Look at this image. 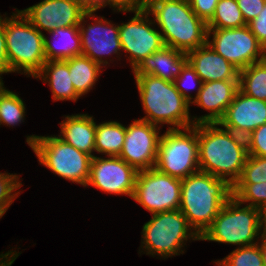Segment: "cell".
<instances>
[{"label": "cell", "instance_id": "44dd1931", "mask_svg": "<svg viewBox=\"0 0 266 266\" xmlns=\"http://www.w3.org/2000/svg\"><path fill=\"white\" fill-rule=\"evenodd\" d=\"M61 132L58 137L92 157L95 151L96 122L87 114L67 115L60 123Z\"/></svg>", "mask_w": 266, "mask_h": 266}, {"label": "cell", "instance_id": "5bb4252c", "mask_svg": "<svg viewBox=\"0 0 266 266\" xmlns=\"http://www.w3.org/2000/svg\"><path fill=\"white\" fill-rule=\"evenodd\" d=\"M93 9H89L82 17L79 24V33L81 37L82 53L99 65L106 66L107 60H103L104 55H120L122 46L119 35V25L112 24L104 17H95ZM95 17V18H94ZM93 19V24L86 25L85 19ZM115 25V26H114Z\"/></svg>", "mask_w": 266, "mask_h": 266}, {"label": "cell", "instance_id": "ab89813d", "mask_svg": "<svg viewBox=\"0 0 266 266\" xmlns=\"http://www.w3.org/2000/svg\"><path fill=\"white\" fill-rule=\"evenodd\" d=\"M260 244L259 242L257 243L261 254H262V258H263V265L266 266V229L265 231H263L262 235H260Z\"/></svg>", "mask_w": 266, "mask_h": 266}, {"label": "cell", "instance_id": "7c38bea8", "mask_svg": "<svg viewBox=\"0 0 266 266\" xmlns=\"http://www.w3.org/2000/svg\"><path fill=\"white\" fill-rule=\"evenodd\" d=\"M133 13L135 15L129 22L119 25V35L122 51L130 54L129 60L134 71L146 57L162 49L165 44L161 31L152 28L155 23L148 18L149 12L145 8Z\"/></svg>", "mask_w": 266, "mask_h": 266}, {"label": "cell", "instance_id": "e575fe53", "mask_svg": "<svg viewBox=\"0 0 266 266\" xmlns=\"http://www.w3.org/2000/svg\"><path fill=\"white\" fill-rule=\"evenodd\" d=\"M246 142L248 155L266 157V124L247 135Z\"/></svg>", "mask_w": 266, "mask_h": 266}, {"label": "cell", "instance_id": "d590c367", "mask_svg": "<svg viewBox=\"0 0 266 266\" xmlns=\"http://www.w3.org/2000/svg\"><path fill=\"white\" fill-rule=\"evenodd\" d=\"M245 23L248 24L255 19L263 10L266 0H236Z\"/></svg>", "mask_w": 266, "mask_h": 266}, {"label": "cell", "instance_id": "3957f363", "mask_svg": "<svg viewBox=\"0 0 266 266\" xmlns=\"http://www.w3.org/2000/svg\"><path fill=\"white\" fill-rule=\"evenodd\" d=\"M145 9L154 15L165 46L187 53L207 44V22L193 12L188 0H146Z\"/></svg>", "mask_w": 266, "mask_h": 266}, {"label": "cell", "instance_id": "74e56055", "mask_svg": "<svg viewBox=\"0 0 266 266\" xmlns=\"http://www.w3.org/2000/svg\"><path fill=\"white\" fill-rule=\"evenodd\" d=\"M258 42L266 49V4L259 15L247 24Z\"/></svg>", "mask_w": 266, "mask_h": 266}, {"label": "cell", "instance_id": "83f0119b", "mask_svg": "<svg viewBox=\"0 0 266 266\" xmlns=\"http://www.w3.org/2000/svg\"><path fill=\"white\" fill-rule=\"evenodd\" d=\"M25 117V104L16 94L0 84V125L15 126L23 122Z\"/></svg>", "mask_w": 266, "mask_h": 266}, {"label": "cell", "instance_id": "7a4b0ae2", "mask_svg": "<svg viewBox=\"0 0 266 266\" xmlns=\"http://www.w3.org/2000/svg\"><path fill=\"white\" fill-rule=\"evenodd\" d=\"M232 196L229 182L199 171L181 179L179 210L201 237Z\"/></svg>", "mask_w": 266, "mask_h": 266}, {"label": "cell", "instance_id": "f1b7e54d", "mask_svg": "<svg viewBox=\"0 0 266 266\" xmlns=\"http://www.w3.org/2000/svg\"><path fill=\"white\" fill-rule=\"evenodd\" d=\"M233 196L242 204L248 203L249 206L261 209L266 214V182L234 184Z\"/></svg>", "mask_w": 266, "mask_h": 266}, {"label": "cell", "instance_id": "1f68e13d", "mask_svg": "<svg viewBox=\"0 0 266 266\" xmlns=\"http://www.w3.org/2000/svg\"><path fill=\"white\" fill-rule=\"evenodd\" d=\"M18 179L19 176L16 173H0V206L12 205L15 198L20 194L19 191L15 192L22 186Z\"/></svg>", "mask_w": 266, "mask_h": 266}, {"label": "cell", "instance_id": "ac0fdd59", "mask_svg": "<svg viewBox=\"0 0 266 266\" xmlns=\"http://www.w3.org/2000/svg\"><path fill=\"white\" fill-rule=\"evenodd\" d=\"M238 90L239 80H217L203 83L191 104L194 103L208 110L209 113L199 118L193 116V124L219 122Z\"/></svg>", "mask_w": 266, "mask_h": 266}, {"label": "cell", "instance_id": "7402d4cb", "mask_svg": "<svg viewBox=\"0 0 266 266\" xmlns=\"http://www.w3.org/2000/svg\"><path fill=\"white\" fill-rule=\"evenodd\" d=\"M34 78H42L43 82H48L54 101L72 100L76 102L80 97L71 81L69 59L46 61L41 71Z\"/></svg>", "mask_w": 266, "mask_h": 266}, {"label": "cell", "instance_id": "d6986e66", "mask_svg": "<svg viewBox=\"0 0 266 266\" xmlns=\"http://www.w3.org/2000/svg\"><path fill=\"white\" fill-rule=\"evenodd\" d=\"M188 63L203 83L217 80H239V69L215 52L208 44L187 53Z\"/></svg>", "mask_w": 266, "mask_h": 266}, {"label": "cell", "instance_id": "52a82bcc", "mask_svg": "<svg viewBox=\"0 0 266 266\" xmlns=\"http://www.w3.org/2000/svg\"><path fill=\"white\" fill-rule=\"evenodd\" d=\"M27 144L38 157L40 164L59 177L86 187L92 156L79 151L57 136L27 137Z\"/></svg>", "mask_w": 266, "mask_h": 266}, {"label": "cell", "instance_id": "6da1fadb", "mask_svg": "<svg viewBox=\"0 0 266 266\" xmlns=\"http://www.w3.org/2000/svg\"><path fill=\"white\" fill-rule=\"evenodd\" d=\"M218 126V122L198 124L199 170L233 186L248 157L246 137Z\"/></svg>", "mask_w": 266, "mask_h": 266}, {"label": "cell", "instance_id": "d6a6232c", "mask_svg": "<svg viewBox=\"0 0 266 266\" xmlns=\"http://www.w3.org/2000/svg\"><path fill=\"white\" fill-rule=\"evenodd\" d=\"M90 9H98L109 5L117 12H133L145 8V0H88Z\"/></svg>", "mask_w": 266, "mask_h": 266}, {"label": "cell", "instance_id": "2e32d148", "mask_svg": "<svg viewBox=\"0 0 266 266\" xmlns=\"http://www.w3.org/2000/svg\"><path fill=\"white\" fill-rule=\"evenodd\" d=\"M138 171L118 156L101 158L94 156L91 161L86 186H93L105 193L133 197Z\"/></svg>", "mask_w": 266, "mask_h": 266}, {"label": "cell", "instance_id": "9c48e42d", "mask_svg": "<svg viewBox=\"0 0 266 266\" xmlns=\"http://www.w3.org/2000/svg\"><path fill=\"white\" fill-rule=\"evenodd\" d=\"M155 168L183 179L199 172L198 124L182 129H169L158 143Z\"/></svg>", "mask_w": 266, "mask_h": 266}, {"label": "cell", "instance_id": "f35d334b", "mask_svg": "<svg viewBox=\"0 0 266 266\" xmlns=\"http://www.w3.org/2000/svg\"><path fill=\"white\" fill-rule=\"evenodd\" d=\"M11 73L6 53V39L3 27V18L0 15V79L2 74Z\"/></svg>", "mask_w": 266, "mask_h": 266}, {"label": "cell", "instance_id": "30bf717a", "mask_svg": "<svg viewBox=\"0 0 266 266\" xmlns=\"http://www.w3.org/2000/svg\"><path fill=\"white\" fill-rule=\"evenodd\" d=\"M181 179L155 167L138 171L132 199L151 214L180 208Z\"/></svg>", "mask_w": 266, "mask_h": 266}, {"label": "cell", "instance_id": "5b68a950", "mask_svg": "<svg viewBox=\"0 0 266 266\" xmlns=\"http://www.w3.org/2000/svg\"><path fill=\"white\" fill-rule=\"evenodd\" d=\"M242 205L232 196L200 237V241H214L239 247L257 244L259 235L263 233L261 231L266 229V214L261 209L249 205L241 208Z\"/></svg>", "mask_w": 266, "mask_h": 266}, {"label": "cell", "instance_id": "277c9868", "mask_svg": "<svg viewBox=\"0 0 266 266\" xmlns=\"http://www.w3.org/2000/svg\"><path fill=\"white\" fill-rule=\"evenodd\" d=\"M143 110L141 120L154 125H172L169 129L194 126L189 113L190 103L176 89L173 82L152 75H135ZM174 126V127H173Z\"/></svg>", "mask_w": 266, "mask_h": 266}, {"label": "cell", "instance_id": "8d00e7d4", "mask_svg": "<svg viewBox=\"0 0 266 266\" xmlns=\"http://www.w3.org/2000/svg\"><path fill=\"white\" fill-rule=\"evenodd\" d=\"M193 12L208 22L215 13L219 0H188Z\"/></svg>", "mask_w": 266, "mask_h": 266}, {"label": "cell", "instance_id": "ba28073f", "mask_svg": "<svg viewBox=\"0 0 266 266\" xmlns=\"http://www.w3.org/2000/svg\"><path fill=\"white\" fill-rule=\"evenodd\" d=\"M141 247L147 255H161L162 258L180 255L185 241L200 240V236L190 226L178 209L152 214L150 221L143 225Z\"/></svg>", "mask_w": 266, "mask_h": 266}, {"label": "cell", "instance_id": "603a6c76", "mask_svg": "<svg viewBox=\"0 0 266 266\" xmlns=\"http://www.w3.org/2000/svg\"><path fill=\"white\" fill-rule=\"evenodd\" d=\"M48 33L52 35L55 40L53 38L54 42L52 44V42L44 36V53L46 61L68 60L74 56L81 55L82 45L79 26H70L66 28L58 27L56 30Z\"/></svg>", "mask_w": 266, "mask_h": 266}, {"label": "cell", "instance_id": "4dcf8cb0", "mask_svg": "<svg viewBox=\"0 0 266 266\" xmlns=\"http://www.w3.org/2000/svg\"><path fill=\"white\" fill-rule=\"evenodd\" d=\"M266 182V157L248 155L241 177L235 184Z\"/></svg>", "mask_w": 266, "mask_h": 266}, {"label": "cell", "instance_id": "d4e9b609", "mask_svg": "<svg viewBox=\"0 0 266 266\" xmlns=\"http://www.w3.org/2000/svg\"><path fill=\"white\" fill-rule=\"evenodd\" d=\"M126 127L116 121L96 124L95 151L107 156H119L123 148Z\"/></svg>", "mask_w": 266, "mask_h": 266}, {"label": "cell", "instance_id": "e0dca14e", "mask_svg": "<svg viewBox=\"0 0 266 266\" xmlns=\"http://www.w3.org/2000/svg\"><path fill=\"white\" fill-rule=\"evenodd\" d=\"M218 123L221 127L246 137L266 124V101L245 95L238 90Z\"/></svg>", "mask_w": 266, "mask_h": 266}, {"label": "cell", "instance_id": "4fadbf2b", "mask_svg": "<svg viewBox=\"0 0 266 266\" xmlns=\"http://www.w3.org/2000/svg\"><path fill=\"white\" fill-rule=\"evenodd\" d=\"M89 9L87 0H43L19 11L40 32H50L58 27L79 26Z\"/></svg>", "mask_w": 266, "mask_h": 266}, {"label": "cell", "instance_id": "60d3db41", "mask_svg": "<svg viewBox=\"0 0 266 266\" xmlns=\"http://www.w3.org/2000/svg\"><path fill=\"white\" fill-rule=\"evenodd\" d=\"M9 206H0V218L6 213Z\"/></svg>", "mask_w": 266, "mask_h": 266}, {"label": "cell", "instance_id": "ffe728a7", "mask_svg": "<svg viewBox=\"0 0 266 266\" xmlns=\"http://www.w3.org/2000/svg\"><path fill=\"white\" fill-rule=\"evenodd\" d=\"M187 63L188 57L185 52L164 46L146 57L133 73L134 75H152L174 82Z\"/></svg>", "mask_w": 266, "mask_h": 266}, {"label": "cell", "instance_id": "8992f818", "mask_svg": "<svg viewBox=\"0 0 266 266\" xmlns=\"http://www.w3.org/2000/svg\"><path fill=\"white\" fill-rule=\"evenodd\" d=\"M6 53L11 72L35 77L46 62L44 36L16 9L10 18L3 19Z\"/></svg>", "mask_w": 266, "mask_h": 266}, {"label": "cell", "instance_id": "9a60e30c", "mask_svg": "<svg viewBox=\"0 0 266 266\" xmlns=\"http://www.w3.org/2000/svg\"><path fill=\"white\" fill-rule=\"evenodd\" d=\"M160 127L141 119H135L126 127V135L119 158L137 171L155 167Z\"/></svg>", "mask_w": 266, "mask_h": 266}, {"label": "cell", "instance_id": "cb8c5ba5", "mask_svg": "<svg viewBox=\"0 0 266 266\" xmlns=\"http://www.w3.org/2000/svg\"><path fill=\"white\" fill-rule=\"evenodd\" d=\"M103 67L84 55L69 58V74L76 93L81 97L98 81Z\"/></svg>", "mask_w": 266, "mask_h": 266}, {"label": "cell", "instance_id": "484cf974", "mask_svg": "<svg viewBox=\"0 0 266 266\" xmlns=\"http://www.w3.org/2000/svg\"><path fill=\"white\" fill-rule=\"evenodd\" d=\"M239 90L245 95L266 101V66L262 62L239 71Z\"/></svg>", "mask_w": 266, "mask_h": 266}, {"label": "cell", "instance_id": "836d02e7", "mask_svg": "<svg viewBox=\"0 0 266 266\" xmlns=\"http://www.w3.org/2000/svg\"><path fill=\"white\" fill-rule=\"evenodd\" d=\"M188 80H192V82L195 85H198L196 96L199 93V89L202 87V80L200 79L199 75L195 72V70L191 67L189 63H187L184 68L182 69L180 75L174 80V85L176 89L181 93V95L189 102H192L193 96L188 92V87L185 83L188 82ZM190 83V82H188ZM191 84V83H190ZM193 85V86H195ZM187 86V88L185 87ZM189 93V94H187Z\"/></svg>", "mask_w": 266, "mask_h": 266}, {"label": "cell", "instance_id": "4316f807", "mask_svg": "<svg viewBox=\"0 0 266 266\" xmlns=\"http://www.w3.org/2000/svg\"><path fill=\"white\" fill-rule=\"evenodd\" d=\"M247 25L236 0H219L215 13L207 22L208 28L228 29Z\"/></svg>", "mask_w": 266, "mask_h": 266}, {"label": "cell", "instance_id": "8fae6325", "mask_svg": "<svg viewBox=\"0 0 266 266\" xmlns=\"http://www.w3.org/2000/svg\"><path fill=\"white\" fill-rule=\"evenodd\" d=\"M211 33L212 41L209 40ZM207 44L239 70L261 62L265 50L248 25L228 29L208 28Z\"/></svg>", "mask_w": 266, "mask_h": 266}, {"label": "cell", "instance_id": "f546056e", "mask_svg": "<svg viewBox=\"0 0 266 266\" xmlns=\"http://www.w3.org/2000/svg\"><path fill=\"white\" fill-rule=\"evenodd\" d=\"M216 264L218 266H264L258 244L238 247L223 260H218Z\"/></svg>", "mask_w": 266, "mask_h": 266}, {"label": "cell", "instance_id": "b9f144b4", "mask_svg": "<svg viewBox=\"0 0 266 266\" xmlns=\"http://www.w3.org/2000/svg\"><path fill=\"white\" fill-rule=\"evenodd\" d=\"M261 62L266 66V49L263 52V56L261 57Z\"/></svg>", "mask_w": 266, "mask_h": 266}]
</instances>
